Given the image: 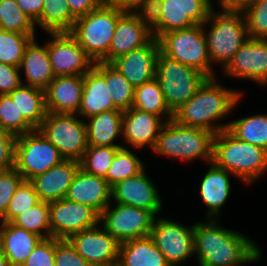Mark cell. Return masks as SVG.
<instances>
[{"label":"cell","mask_w":267,"mask_h":266,"mask_svg":"<svg viewBox=\"0 0 267 266\" xmlns=\"http://www.w3.org/2000/svg\"><path fill=\"white\" fill-rule=\"evenodd\" d=\"M207 220L194 224V254L199 266H240L262 257L261 249L248 236L221 227L219 219Z\"/></svg>","instance_id":"cell-1"},{"label":"cell","mask_w":267,"mask_h":266,"mask_svg":"<svg viewBox=\"0 0 267 266\" xmlns=\"http://www.w3.org/2000/svg\"><path fill=\"white\" fill-rule=\"evenodd\" d=\"M216 80L215 77L207 78L195 95L173 113V120L215 134L226 130L229 123L218 121L231 113L243 95L241 91L228 89Z\"/></svg>","instance_id":"cell-2"},{"label":"cell","mask_w":267,"mask_h":266,"mask_svg":"<svg viewBox=\"0 0 267 266\" xmlns=\"http://www.w3.org/2000/svg\"><path fill=\"white\" fill-rule=\"evenodd\" d=\"M212 162L249 185L267 170V150L237 139L226 129L214 136Z\"/></svg>","instance_id":"cell-3"},{"label":"cell","mask_w":267,"mask_h":266,"mask_svg":"<svg viewBox=\"0 0 267 266\" xmlns=\"http://www.w3.org/2000/svg\"><path fill=\"white\" fill-rule=\"evenodd\" d=\"M126 11L103 1L96 9L77 18L69 33L94 63H108V52L116 24Z\"/></svg>","instance_id":"cell-4"},{"label":"cell","mask_w":267,"mask_h":266,"mask_svg":"<svg viewBox=\"0 0 267 266\" xmlns=\"http://www.w3.org/2000/svg\"><path fill=\"white\" fill-rule=\"evenodd\" d=\"M214 10L212 7L203 30L212 65L219 63L224 68L250 38L242 11ZM207 24L211 28L209 31L205 28Z\"/></svg>","instance_id":"cell-5"},{"label":"cell","mask_w":267,"mask_h":266,"mask_svg":"<svg viewBox=\"0 0 267 266\" xmlns=\"http://www.w3.org/2000/svg\"><path fill=\"white\" fill-rule=\"evenodd\" d=\"M214 136L215 133L211 131L184 126L171 119L161 128L152 151L187 162L202 158L211 163Z\"/></svg>","instance_id":"cell-6"},{"label":"cell","mask_w":267,"mask_h":266,"mask_svg":"<svg viewBox=\"0 0 267 266\" xmlns=\"http://www.w3.org/2000/svg\"><path fill=\"white\" fill-rule=\"evenodd\" d=\"M212 0H153L146 10L153 37L202 25L209 17Z\"/></svg>","instance_id":"cell-7"},{"label":"cell","mask_w":267,"mask_h":266,"mask_svg":"<svg viewBox=\"0 0 267 266\" xmlns=\"http://www.w3.org/2000/svg\"><path fill=\"white\" fill-rule=\"evenodd\" d=\"M202 25L171 31L158 38L160 52L172 60L214 77Z\"/></svg>","instance_id":"cell-8"},{"label":"cell","mask_w":267,"mask_h":266,"mask_svg":"<svg viewBox=\"0 0 267 266\" xmlns=\"http://www.w3.org/2000/svg\"><path fill=\"white\" fill-rule=\"evenodd\" d=\"M207 78L196 69L172 60L159 52L155 79L172 113L188 102Z\"/></svg>","instance_id":"cell-9"},{"label":"cell","mask_w":267,"mask_h":266,"mask_svg":"<svg viewBox=\"0 0 267 266\" xmlns=\"http://www.w3.org/2000/svg\"><path fill=\"white\" fill-rule=\"evenodd\" d=\"M78 117V114L47 112L37 128L65 160L80 161L88 148L86 124Z\"/></svg>","instance_id":"cell-10"},{"label":"cell","mask_w":267,"mask_h":266,"mask_svg":"<svg viewBox=\"0 0 267 266\" xmlns=\"http://www.w3.org/2000/svg\"><path fill=\"white\" fill-rule=\"evenodd\" d=\"M63 160L56 146L37 129L15 139L14 168L25 181L45 173Z\"/></svg>","instance_id":"cell-11"},{"label":"cell","mask_w":267,"mask_h":266,"mask_svg":"<svg viewBox=\"0 0 267 266\" xmlns=\"http://www.w3.org/2000/svg\"><path fill=\"white\" fill-rule=\"evenodd\" d=\"M111 203L100 214L99 225L119 243L150 235L156 216L142 208ZM102 223V224H101Z\"/></svg>","instance_id":"cell-12"},{"label":"cell","mask_w":267,"mask_h":266,"mask_svg":"<svg viewBox=\"0 0 267 266\" xmlns=\"http://www.w3.org/2000/svg\"><path fill=\"white\" fill-rule=\"evenodd\" d=\"M171 266H180L194 254V224L190 227L163 217L155 218L150 235Z\"/></svg>","instance_id":"cell-13"},{"label":"cell","mask_w":267,"mask_h":266,"mask_svg":"<svg viewBox=\"0 0 267 266\" xmlns=\"http://www.w3.org/2000/svg\"><path fill=\"white\" fill-rule=\"evenodd\" d=\"M47 52L55 77L84 76L93 66L94 61L69 32L49 33Z\"/></svg>","instance_id":"cell-14"},{"label":"cell","mask_w":267,"mask_h":266,"mask_svg":"<svg viewBox=\"0 0 267 266\" xmlns=\"http://www.w3.org/2000/svg\"><path fill=\"white\" fill-rule=\"evenodd\" d=\"M49 217L51 237L56 239H69L100 224V215L93 208L66 198L49 203Z\"/></svg>","instance_id":"cell-15"},{"label":"cell","mask_w":267,"mask_h":266,"mask_svg":"<svg viewBox=\"0 0 267 266\" xmlns=\"http://www.w3.org/2000/svg\"><path fill=\"white\" fill-rule=\"evenodd\" d=\"M153 38L147 12L127 10L116 24L108 52V63L147 45Z\"/></svg>","instance_id":"cell-16"},{"label":"cell","mask_w":267,"mask_h":266,"mask_svg":"<svg viewBox=\"0 0 267 266\" xmlns=\"http://www.w3.org/2000/svg\"><path fill=\"white\" fill-rule=\"evenodd\" d=\"M227 76L267 85V39H248L222 70Z\"/></svg>","instance_id":"cell-17"},{"label":"cell","mask_w":267,"mask_h":266,"mask_svg":"<svg viewBox=\"0 0 267 266\" xmlns=\"http://www.w3.org/2000/svg\"><path fill=\"white\" fill-rule=\"evenodd\" d=\"M68 240L92 266L118 262L120 243L99 224L72 235Z\"/></svg>","instance_id":"cell-18"},{"label":"cell","mask_w":267,"mask_h":266,"mask_svg":"<svg viewBox=\"0 0 267 266\" xmlns=\"http://www.w3.org/2000/svg\"><path fill=\"white\" fill-rule=\"evenodd\" d=\"M145 170L112 186L111 200L115 203L146 209L157 217L162 211L163 201L156 185L148 178Z\"/></svg>","instance_id":"cell-19"},{"label":"cell","mask_w":267,"mask_h":266,"mask_svg":"<svg viewBox=\"0 0 267 266\" xmlns=\"http://www.w3.org/2000/svg\"><path fill=\"white\" fill-rule=\"evenodd\" d=\"M159 52L158 39L153 38L147 45L116 58L110 64L135 89L155 78L156 62Z\"/></svg>","instance_id":"cell-20"},{"label":"cell","mask_w":267,"mask_h":266,"mask_svg":"<svg viewBox=\"0 0 267 266\" xmlns=\"http://www.w3.org/2000/svg\"><path fill=\"white\" fill-rule=\"evenodd\" d=\"M165 121L153 114L131 107L123 111L122 137L126 144L142 149H154L157 137Z\"/></svg>","instance_id":"cell-21"},{"label":"cell","mask_w":267,"mask_h":266,"mask_svg":"<svg viewBox=\"0 0 267 266\" xmlns=\"http://www.w3.org/2000/svg\"><path fill=\"white\" fill-rule=\"evenodd\" d=\"M65 198L88 205L99 215L110 203H113L111 186L106 179L87 173L81 168L76 173Z\"/></svg>","instance_id":"cell-22"},{"label":"cell","mask_w":267,"mask_h":266,"mask_svg":"<svg viewBox=\"0 0 267 266\" xmlns=\"http://www.w3.org/2000/svg\"><path fill=\"white\" fill-rule=\"evenodd\" d=\"M79 168V161L63 160L45 173L32 178L30 182L33 184L39 200L50 203L65 198Z\"/></svg>","instance_id":"cell-23"},{"label":"cell","mask_w":267,"mask_h":266,"mask_svg":"<svg viewBox=\"0 0 267 266\" xmlns=\"http://www.w3.org/2000/svg\"><path fill=\"white\" fill-rule=\"evenodd\" d=\"M84 76L70 75L55 77L45 89L47 112L78 114Z\"/></svg>","instance_id":"cell-24"},{"label":"cell","mask_w":267,"mask_h":266,"mask_svg":"<svg viewBox=\"0 0 267 266\" xmlns=\"http://www.w3.org/2000/svg\"><path fill=\"white\" fill-rule=\"evenodd\" d=\"M209 169L200 181L199 193L201 200L208 208L207 218H220V212L228 200L231 191V172L216 166L213 162L207 163Z\"/></svg>","instance_id":"cell-25"},{"label":"cell","mask_w":267,"mask_h":266,"mask_svg":"<svg viewBox=\"0 0 267 266\" xmlns=\"http://www.w3.org/2000/svg\"><path fill=\"white\" fill-rule=\"evenodd\" d=\"M111 96L105 77L93 66L84 75L79 118L84 120L101 112L117 109Z\"/></svg>","instance_id":"cell-26"},{"label":"cell","mask_w":267,"mask_h":266,"mask_svg":"<svg viewBox=\"0 0 267 266\" xmlns=\"http://www.w3.org/2000/svg\"><path fill=\"white\" fill-rule=\"evenodd\" d=\"M19 69L24 70L26 83L21 78L22 84L45 90L55 78L47 52V43L39 45L34 38L26 47Z\"/></svg>","instance_id":"cell-27"},{"label":"cell","mask_w":267,"mask_h":266,"mask_svg":"<svg viewBox=\"0 0 267 266\" xmlns=\"http://www.w3.org/2000/svg\"><path fill=\"white\" fill-rule=\"evenodd\" d=\"M42 239L37 234L19 228L11 222L2 223L0 247L11 266H22Z\"/></svg>","instance_id":"cell-28"},{"label":"cell","mask_w":267,"mask_h":266,"mask_svg":"<svg viewBox=\"0 0 267 266\" xmlns=\"http://www.w3.org/2000/svg\"><path fill=\"white\" fill-rule=\"evenodd\" d=\"M123 111L113 109L85 120L88 146L124 147L115 143L122 134Z\"/></svg>","instance_id":"cell-29"},{"label":"cell","mask_w":267,"mask_h":266,"mask_svg":"<svg viewBox=\"0 0 267 266\" xmlns=\"http://www.w3.org/2000/svg\"><path fill=\"white\" fill-rule=\"evenodd\" d=\"M118 263L120 266H171L150 236L120 243Z\"/></svg>","instance_id":"cell-30"},{"label":"cell","mask_w":267,"mask_h":266,"mask_svg":"<svg viewBox=\"0 0 267 266\" xmlns=\"http://www.w3.org/2000/svg\"><path fill=\"white\" fill-rule=\"evenodd\" d=\"M8 95L16 103L19 113L37 129L47 115L45 90L21 84Z\"/></svg>","instance_id":"cell-31"},{"label":"cell","mask_w":267,"mask_h":266,"mask_svg":"<svg viewBox=\"0 0 267 266\" xmlns=\"http://www.w3.org/2000/svg\"><path fill=\"white\" fill-rule=\"evenodd\" d=\"M41 16L35 22L45 33L70 32L76 18L70 11L66 0H43Z\"/></svg>","instance_id":"cell-32"},{"label":"cell","mask_w":267,"mask_h":266,"mask_svg":"<svg viewBox=\"0 0 267 266\" xmlns=\"http://www.w3.org/2000/svg\"><path fill=\"white\" fill-rule=\"evenodd\" d=\"M133 108L161 117L165 122L173 119L158 81L154 78L135 88Z\"/></svg>","instance_id":"cell-33"},{"label":"cell","mask_w":267,"mask_h":266,"mask_svg":"<svg viewBox=\"0 0 267 266\" xmlns=\"http://www.w3.org/2000/svg\"><path fill=\"white\" fill-rule=\"evenodd\" d=\"M94 67L105 77L114 106L126 111L133 106L134 87L110 63L95 62Z\"/></svg>","instance_id":"cell-34"},{"label":"cell","mask_w":267,"mask_h":266,"mask_svg":"<svg viewBox=\"0 0 267 266\" xmlns=\"http://www.w3.org/2000/svg\"><path fill=\"white\" fill-rule=\"evenodd\" d=\"M227 130L237 139L267 150V114H253L228 122Z\"/></svg>","instance_id":"cell-35"},{"label":"cell","mask_w":267,"mask_h":266,"mask_svg":"<svg viewBox=\"0 0 267 266\" xmlns=\"http://www.w3.org/2000/svg\"><path fill=\"white\" fill-rule=\"evenodd\" d=\"M35 22L21 10L17 0H0V29L26 35H36Z\"/></svg>","instance_id":"cell-36"},{"label":"cell","mask_w":267,"mask_h":266,"mask_svg":"<svg viewBox=\"0 0 267 266\" xmlns=\"http://www.w3.org/2000/svg\"><path fill=\"white\" fill-rule=\"evenodd\" d=\"M145 169L143 161L131 152L127 146L122 147L115 155L106 174V181L112 187L117 182L138 175Z\"/></svg>","instance_id":"cell-37"},{"label":"cell","mask_w":267,"mask_h":266,"mask_svg":"<svg viewBox=\"0 0 267 266\" xmlns=\"http://www.w3.org/2000/svg\"><path fill=\"white\" fill-rule=\"evenodd\" d=\"M15 226L37 234L43 239L51 237L49 203L40 201L18 215L12 222Z\"/></svg>","instance_id":"cell-38"},{"label":"cell","mask_w":267,"mask_h":266,"mask_svg":"<svg viewBox=\"0 0 267 266\" xmlns=\"http://www.w3.org/2000/svg\"><path fill=\"white\" fill-rule=\"evenodd\" d=\"M36 35H26L0 29V63L19 67L26 47Z\"/></svg>","instance_id":"cell-39"},{"label":"cell","mask_w":267,"mask_h":266,"mask_svg":"<svg viewBox=\"0 0 267 266\" xmlns=\"http://www.w3.org/2000/svg\"><path fill=\"white\" fill-rule=\"evenodd\" d=\"M122 147L88 146L80 162L85 172L105 178L116 153Z\"/></svg>","instance_id":"cell-40"},{"label":"cell","mask_w":267,"mask_h":266,"mask_svg":"<svg viewBox=\"0 0 267 266\" xmlns=\"http://www.w3.org/2000/svg\"><path fill=\"white\" fill-rule=\"evenodd\" d=\"M0 128L15 137L36 130L23 116L9 95H0Z\"/></svg>","instance_id":"cell-41"},{"label":"cell","mask_w":267,"mask_h":266,"mask_svg":"<svg viewBox=\"0 0 267 266\" xmlns=\"http://www.w3.org/2000/svg\"><path fill=\"white\" fill-rule=\"evenodd\" d=\"M40 202L33 184L23 181L12 196L2 222H12L18 215Z\"/></svg>","instance_id":"cell-42"},{"label":"cell","mask_w":267,"mask_h":266,"mask_svg":"<svg viewBox=\"0 0 267 266\" xmlns=\"http://www.w3.org/2000/svg\"><path fill=\"white\" fill-rule=\"evenodd\" d=\"M249 38L267 39V0H257L243 11Z\"/></svg>","instance_id":"cell-43"},{"label":"cell","mask_w":267,"mask_h":266,"mask_svg":"<svg viewBox=\"0 0 267 266\" xmlns=\"http://www.w3.org/2000/svg\"><path fill=\"white\" fill-rule=\"evenodd\" d=\"M23 181L24 178L15 168L0 172V219L5 215L12 196Z\"/></svg>","instance_id":"cell-44"},{"label":"cell","mask_w":267,"mask_h":266,"mask_svg":"<svg viewBox=\"0 0 267 266\" xmlns=\"http://www.w3.org/2000/svg\"><path fill=\"white\" fill-rule=\"evenodd\" d=\"M22 266H55V238L42 239Z\"/></svg>","instance_id":"cell-45"},{"label":"cell","mask_w":267,"mask_h":266,"mask_svg":"<svg viewBox=\"0 0 267 266\" xmlns=\"http://www.w3.org/2000/svg\"><path fill=\"white\" fill-rule=\"evenodd\" d=\"M55 266H92L80 254L68 239L55 238Z\"/></svg>","instance_id":"cell-46"},{"label":"cell","mask_w":267,"mask_h":266,"mask_svg":"<svg viewBox=\"0 0 267 266\" xmlns=\"http://www.w3.org/2000/svg\"><path fill=\"white\" fill-rule=\"evenodd\" d=\"M16 137L0 128V172L14 168Z\"/></svg>","instance_id":"cell-47"},{"label":"cell","mask_w":267,"mask_h":266,"mask_svg":"<svg viewBox=\"0 0 267 266\" xmlns=\"http://www.w3.org/2000/svg\"><path fill=\"white\" fill-rule=\"evenodd\" d=\"M20 74L19 67L0 63V95H8L22 84Z\"/></svg>","instance_id":"cell-48"},{"label":"cell","mask_w":267,"mask_h":266,"mask_svg":"<svg viewBox=\"0 0 267 266\" xmlns=\"http://www.w3.org/2000/svg\"><path fill=\"white\" fill-rule=\"evenodd\" d=\"M72 15L77 19L96 9L103 0H66Z\"/></svg>","instance_id":"cell-49"},{"label":"cell","mask_w":267,"mask_h":266,"mask_svg":"<svg viewBox=\"0 0 267 266\" xmlns=\"http://www.w3.org/2000/svg\"><path fill=\"white\" fill-rule=\"evenodd\" d=\"M18 6L25 12L34 22L41 16L44 1L43 0H17Z\"/></svg>","instance_id":"cell-50"},{"label":"cell","mask_w":267,"mask_h":266,"mask_svg":"<svg viewBox=\"0 0 267 266\" xmlns=\"http://www.w3.org/2000/svg\"><path fill=\"white\" fill-rule=\"evenodd\" d=\"M153 0H106L105 2L126 10H144L146 11Z\"/></svg>","instance_id":"cell-51"},{"label":"cell","mask_w":267,"mask_h":266,"mask_svg":"<svg viewBox=\"0 0 267 266\" xmlns=\"http://www.w3.org/2000/svg\"><path fill=\"white\" fill-rule=\"evenodd\" d=\"M221 9L244 11L249 6L253 5L257 0H217Z\"/></svg>","instance_id":"cell-52"},{"label":"cell","mask_w":267,"mask_h":266,"mask_svg":"<svg viewBox=\"0 0 267 266\" xmlns=\"http://www.w3.org/2000/svg\"><path fill=\"white\" fill-rule=\"evenodd\" d=\"M0 266H11L7 257L3 253L1 247H0Z\"/></svg>","instance_id":"cell-53"},{"label":"cell","mask_w":267,"mask_h":266,"mask_svg":"<svg viewBox=\"0 0 267 266\" xmlns=\"http://www.w3.org/2000/svg\"><path fill=\"white\" fill-rule=\"evenodd\" d=\"M103 266H120L118 262L113 263V264H109V265H103Z\"/></svg>","instance_id":"cell-54"},{"label":"cell","mask_w":267,"mask_h":266,"mask_svg":"<svg viewBox=\"0 0 267 266\" xmlns=\"http://www.w3.org/2000/svg\"><path fill=\"white\" fill-rule=\"evenodd\" d=\"M0 221H1V219H0ZM2 223H3V222L1 221V222H0V231H1V226H2Z\"/></svg>","instance_id":"cell-55"}]
</instances>
